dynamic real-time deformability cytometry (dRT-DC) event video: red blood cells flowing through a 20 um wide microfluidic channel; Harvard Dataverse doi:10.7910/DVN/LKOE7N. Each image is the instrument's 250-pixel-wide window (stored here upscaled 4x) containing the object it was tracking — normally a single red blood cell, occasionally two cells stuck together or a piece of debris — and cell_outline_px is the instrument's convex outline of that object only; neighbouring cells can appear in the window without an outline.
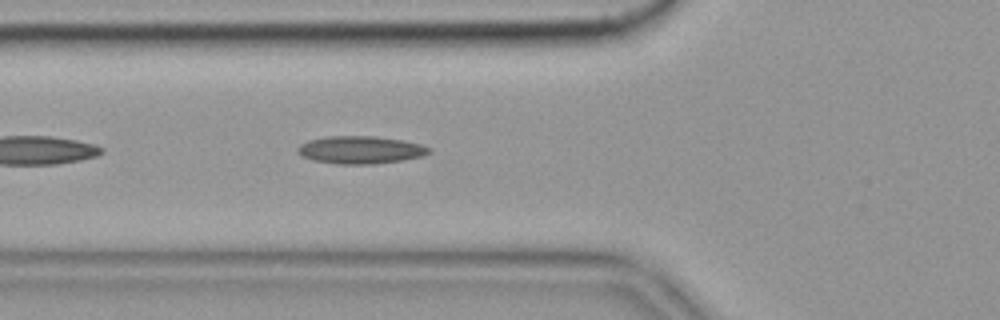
{"species": "common noctule bat (a hibernating species)", "species_latin": "Nyctalus noctula", "temperature_condition": "cold", "stored_images_in_passage": 26, "camera_frame_rate_fps": 3000, "um_per_image_px": 0.085, "animal": {"sex": "female", "body_mass_g": 19.9}, "frame": {"image": 1, "passage_image": 5, "time_ms": 1.333, "image_size_px": [1000, 320], "cell_outline_px": [[432, 152], [424, 156], [376, 164], [336, 164], [312, 160], [300, 156], [296, 152], [296, 148], [300, 144], [308, 140], [328, 136], [376, 136], [404, 140], [420, 144], [432, 148]], "centroid_in_image_um": [30.63, 12.74], "position_along_channel_um": 95.2, "area_um2": 21.5}}